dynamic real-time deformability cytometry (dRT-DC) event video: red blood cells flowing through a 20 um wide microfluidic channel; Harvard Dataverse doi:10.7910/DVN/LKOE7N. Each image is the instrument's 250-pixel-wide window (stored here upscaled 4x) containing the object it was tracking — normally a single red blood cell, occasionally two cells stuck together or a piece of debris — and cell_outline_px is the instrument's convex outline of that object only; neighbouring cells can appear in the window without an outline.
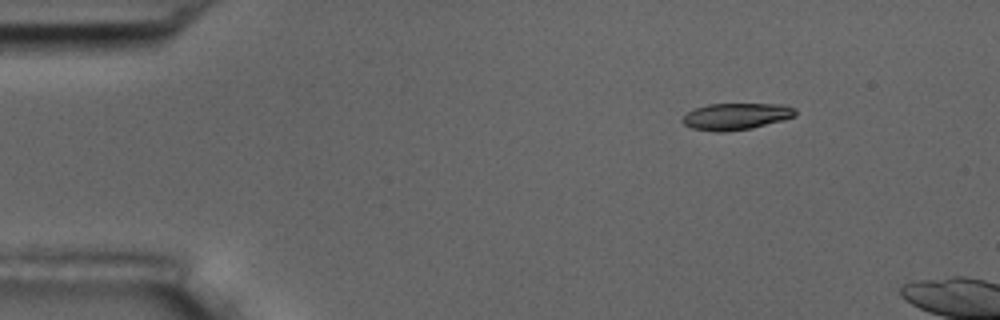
{"species": "common noctule bat (a hibernating species)", "species_latin": "Nyctalus noctula", "temperature_condition": "room temperature", "stored_images_in_passage": 5, "camera_frame_rate_fps": 3000, "um_per_image_px": 0.085, "animal": {"sex": "male", "body_mass_g": 17.5, "forearm_length_mm": 52.3}, "frame": {"image": 1, "passage_image": 1, "time_ms": 0.0, "image_size_px": [1000, 320], "cell_outline_px": [[796, 116], [784, 120], [752, 128], [724, 132], [716, 132], [692, 128], [684, 124], [680, 120], [688, 112], [696, 108], [708, 104], [784, 104], [796, 108]], "centroid_in_image_um": [62.6, 9.89], "position_along_channel_um": 22.4, "area_um2": 17.63}}